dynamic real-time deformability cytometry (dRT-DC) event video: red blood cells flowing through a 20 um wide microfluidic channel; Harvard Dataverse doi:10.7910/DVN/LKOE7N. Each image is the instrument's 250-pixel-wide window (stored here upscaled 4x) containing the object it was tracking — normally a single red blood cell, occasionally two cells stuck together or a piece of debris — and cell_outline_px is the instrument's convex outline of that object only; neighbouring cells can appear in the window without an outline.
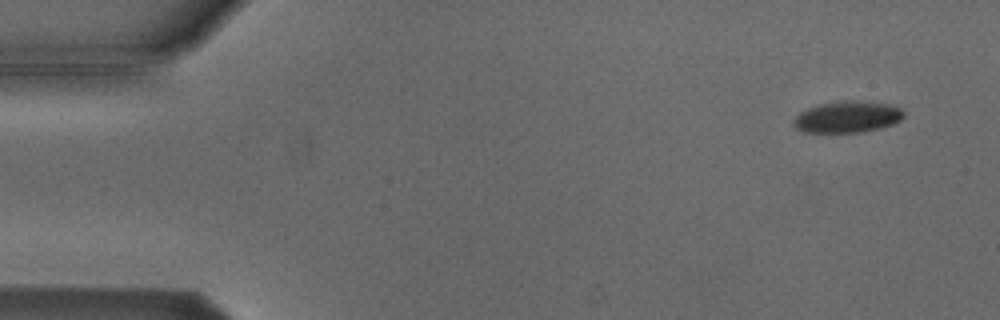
{"species": "Egyptian fruit bat (a non-hibernating species)", "species_latin": "Rousettus aegyptiacus", "temperature_condition": "cold", "stored_images_in_passage": 4, "camera_frame_rate_fps": 3000, "um_per_image_px": 0.085, "animal": {"sex": "male"}, "frame": {"image": 1, "passage_image": 1, "time_ms": 0.0, "image_size_px": [1000, 320], "cell_outline_px": [[904, 116], [900, 120], [892, 124], [860, 132], [804, 132], [796, 128], [792, 124], [792, 120], [800, 112], [808, 108], [820, 104], [844, 100], [888, 104], [900, 108], [904, 112]], "centroid_in_image_um": [71.98, 9.94], "position_along_channel_um": 13.0, "area_um2": 19.88}}